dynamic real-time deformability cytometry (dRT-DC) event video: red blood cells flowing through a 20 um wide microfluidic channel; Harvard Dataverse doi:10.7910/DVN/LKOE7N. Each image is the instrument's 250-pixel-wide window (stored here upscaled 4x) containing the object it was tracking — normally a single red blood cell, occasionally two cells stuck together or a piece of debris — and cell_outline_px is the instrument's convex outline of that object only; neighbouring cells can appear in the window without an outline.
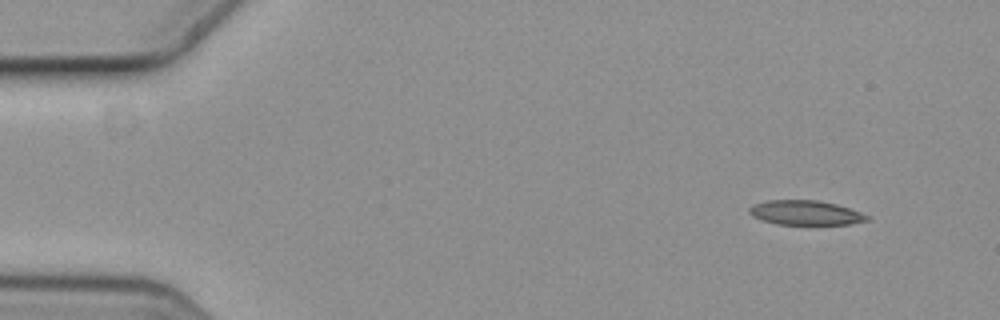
{"species": "common noctule bat (a hibernating species)", "species_latin": "Nyctalus noctula", "temperature_condition": "cold", "stored_images_in_passage": 5, "camera_frame_rate_fps": 3000, "um_per_image_px": 0.085, "animal": {"sex": "female", "body_mass_g": 19.3, "forearm_length_mm": 54.1}, "frame": {"image": 1, "passage_image": 1, "time_ms": 0.0, "image_size_px": [1000, 320], "cell_outline_px": [[872, 220], [852, 224], [776, 224], [760, 220], [752, 216], [748, 212], [748, 208], [752, 204], [768, 200], [816, 200], [836, 204], [872, 216]], "centroid_in_image_um": [68.47, 18.09], "position_along_channel_um": 16.5, "area_um2": 17.05}}
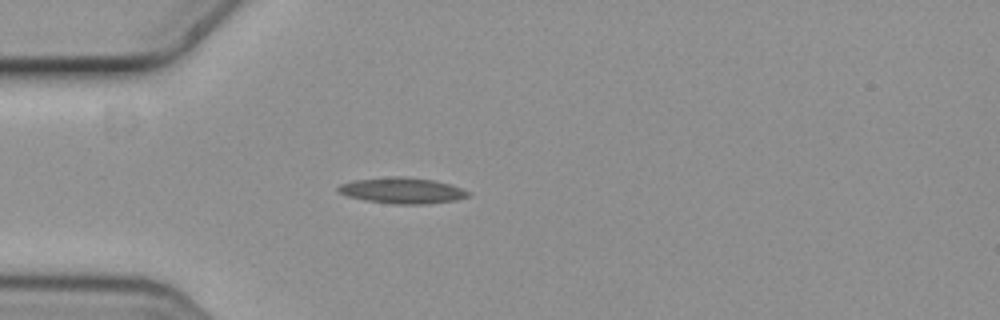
{"frame": {"image": 2, "passage_image": 4, "time_ms": 1.0, "image_size_px": [1000, 320], "cell_outline_px": [[468, 196], [456, 200], [424, 204], [392, 204], [364, 200], [348, 196], [340, 192], [336, 188], [340, 184], [356, 180], [392, 176], [396, 176], [432, 180], [448, 184], [460, 188], [468, 192]], "centroid_in_image_um": [34.14, 16.2], "position_along_channel_um": 50.9, "area_um2": 19.25}}